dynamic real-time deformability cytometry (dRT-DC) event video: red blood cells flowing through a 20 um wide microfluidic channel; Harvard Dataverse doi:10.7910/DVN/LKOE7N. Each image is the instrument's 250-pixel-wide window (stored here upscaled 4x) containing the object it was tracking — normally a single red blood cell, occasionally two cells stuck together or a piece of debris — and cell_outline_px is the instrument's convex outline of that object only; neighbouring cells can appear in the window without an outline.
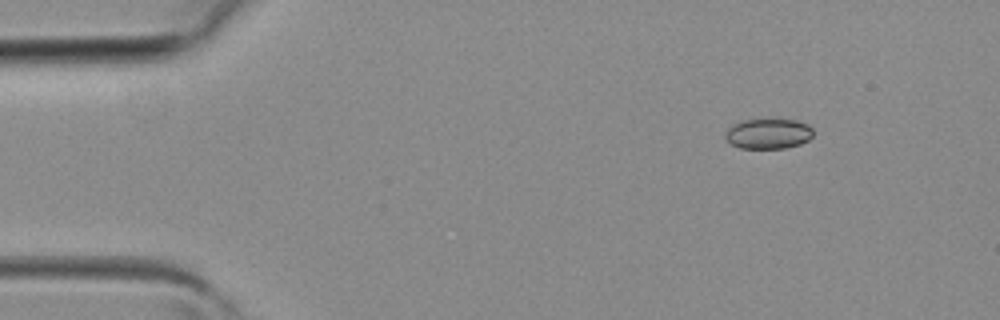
{"species": "common noctule bat (a hibernating species)", "species_latin": "Nyctalus noctula", "temperature_condition": "room temperature", "stored_images_in_passage": 4, "camera_frame_rate_fps": 3000, "um_per_image_px": 0.085, "animal": {"sex": "female", "body_mass_g": 19.3, "forearm_length_mm": 54.1}, "frame": {"image": 1, "passage_image": 2, "time_ms": 0.333, "image_size_px": [1000, 320], "cell_outline_px": [[812, 136], [808, 140], [800, 144], [784, 148], [740, 148], [732, 144], [724, 136], [724, 132], [732, 124], [744, 120], [796, 120], [808, 124], [812, 128]], "centroid_in_image_um": [65.29, 11.37], "position_along_channel_um": 19.7, "area_um2": 15.37}}